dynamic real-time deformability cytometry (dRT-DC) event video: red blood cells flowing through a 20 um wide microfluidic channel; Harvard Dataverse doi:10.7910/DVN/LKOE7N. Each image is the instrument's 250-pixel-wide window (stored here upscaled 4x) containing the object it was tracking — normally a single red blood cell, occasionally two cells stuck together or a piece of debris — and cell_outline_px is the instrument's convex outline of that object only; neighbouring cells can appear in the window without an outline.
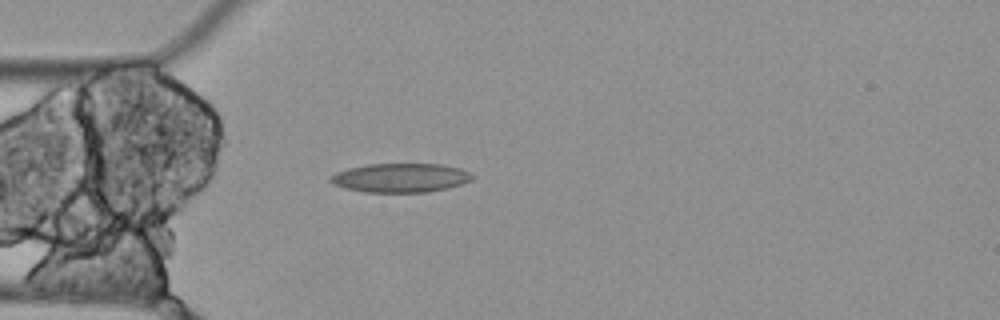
{"species": "Egyptian fruit bat (a non-hibernating species)", "species_latin": "Rousettus aegyptiacus", "temperature_condition": "cold", "stored_images_in_passage": 2, "camera_frame_rate_fps": 3000, "um_per_image_px": 0.085, "animal": {"sex": "female"}, "frame": {"image": 1, "passage_image": 2, "time_ms": 0.333, "image_size_px": [1000, 320], "cell_outline_px": [[476, 176], [472, 180], [448, 188], [428, 192], [364, 192], [344, 188], [332, 184], [328, 180], [336, 172], [348, 168], [368, 164], [440, 164], [460, 168], [472, 172]], "centroid_in_image_um": [34.07, 15.11], "position_along_channel_um": 50.9, "area_um2": 24.16}}